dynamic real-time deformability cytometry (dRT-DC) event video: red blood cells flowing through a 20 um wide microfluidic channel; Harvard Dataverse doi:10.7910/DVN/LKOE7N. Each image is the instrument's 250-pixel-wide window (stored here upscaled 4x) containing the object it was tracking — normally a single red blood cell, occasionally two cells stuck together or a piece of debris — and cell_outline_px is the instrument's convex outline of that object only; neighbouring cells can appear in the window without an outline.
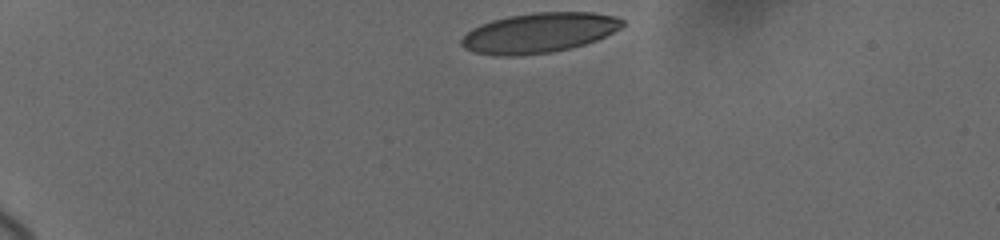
{"species": "human", "species_latin": "Homo sapiens", "temperature_condition": "cold", "stored_images_in_passage": 13, "camera_frame_rate_fps": 3000, "um_per_image_px": 0.085, "donor": {"sex": "female"}, "frame": {"image": 1, "passage_image": 1, "time_ms": 0.0, "image_size_px": [1000, 240], "cell_outline_px": [[624, 24], [620, 28], [596, 40], [572, 48], [552, 52], [512, 56], [496, 56], [472, 52], [464, 48], [460, 44], [460, 40], [472, 28], [480, 24], [492, 20], [508, 16], [532, 12], [592, 12], [616, 16], [624, 20]], "centroid_in_image_um": [45.79, 2.79], "position_along_channel_um": 39.2, "area_um2": 37.63}}
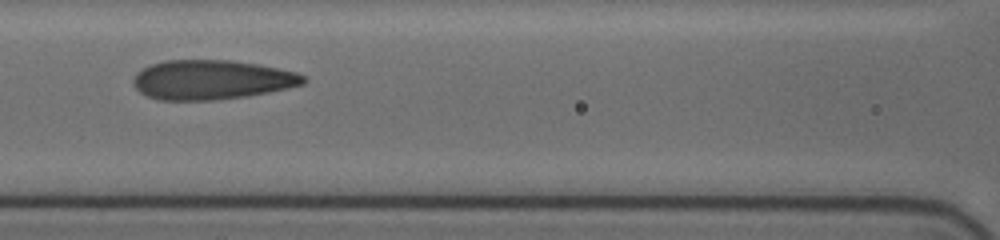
{"frame": {"image": 2, "passage_image": 10, "time_ms": 5.0, "image_size_px": [1000, 240], "cell_outline_px": [[308, 80], [304, 84], [268, 92], [244, 96], [212, 100], [160, 100], [148, 96], [140, 92], [132, 84], [132, 80], [136, 72], [152, 64], [164, 60], [228, 60], [260, 64], [296, 72], [304, 76]], "centroid_in_image_um": [17.98, 6.77], "position_along_channel_um": 148.6, "area_um2": 39.07}}
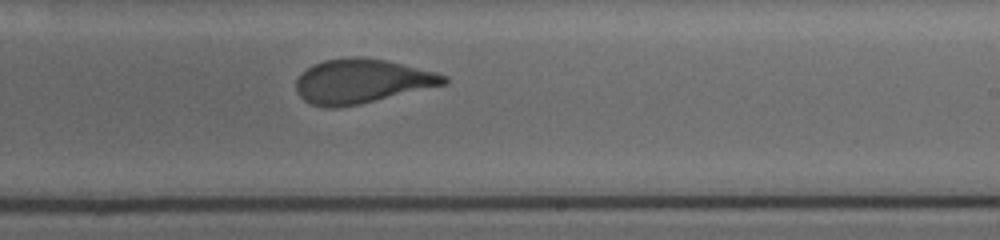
{"frame": {"image": 3, "passage_image": 13, "time_ms": 8.0, "image_size_px": [1000, 240], "cell_outline_px": [[448, 84], [360, 104], [340, 108], [324, 108], [312, 104], [304, 100], [296, 92], [296, 80], [312, 64], [324, 60], [348, 56], [364, 56], [384, 60], [436, 72], [448, 76]], "centroid_in_image_um": [30.75, 6.91], "position_along_channel_um": 258.3, "area_um2": 38.38}}